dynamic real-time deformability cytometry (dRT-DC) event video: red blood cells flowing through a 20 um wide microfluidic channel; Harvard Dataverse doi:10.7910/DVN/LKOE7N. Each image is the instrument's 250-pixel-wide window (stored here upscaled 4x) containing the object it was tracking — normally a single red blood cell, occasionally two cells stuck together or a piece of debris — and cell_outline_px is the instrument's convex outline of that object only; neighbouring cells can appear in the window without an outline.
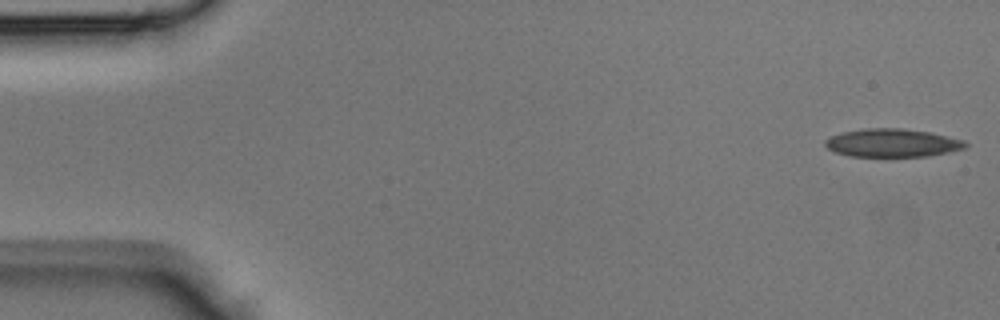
{"species": "Egyptian fruit bat (a non-hibernating species)", "species_latin": "Rousettus aegyptiacus", "temperature_condition": "room temperature", "stored_images_in_passage": 42, "camera_frame_rate_fps": 3000, "um_per_image_px": 0.085, "animal": {"sex": "male"}, "frame": {"image": 1, "passage_image": 1, "time_ms": 0.0, "image_size_px": [1000, 320], "cell_outline_px": [[968, 144], [964, 148], [948, 152], [928, 156], [848, 156], [836, 152], [828, 148], [824, 144], [824, 140], [832, 136], [844, 132], [864, 128], [904, 128], [928, 132], [964, 140]], "centroid_in_image_um": [75.84, 12.14], "position_along_channel_um": 9.2, "area_um2": 22.83}}
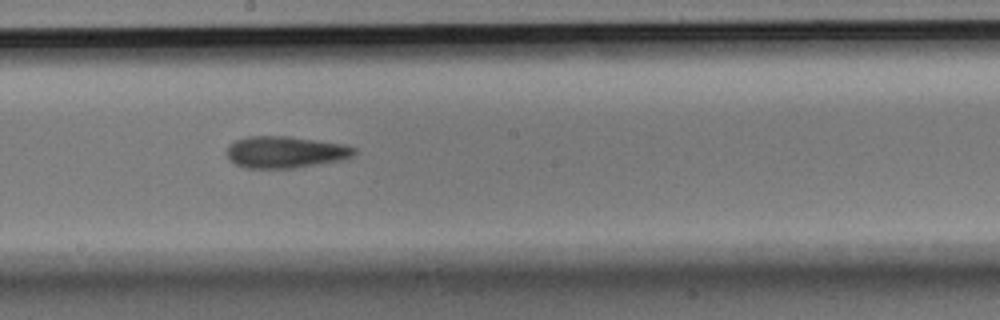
{"frame": {"image": 2, "passage_image": 23, "time_ms": 7.333, "image_size_px": [1000, 320], "cell_outline_px": [[356, 152], [352, 156], [340, 160], [296, 168], [248, 168], [236, 164], [228, 156], [228, 144], [236, 140], [248, 136], [288, 136], [344, 144], [356, 148]], "centroid_in_image_um": [24.27, 12.92], "position_along_channel_um": 223.9, "area_um2": 23.41}}
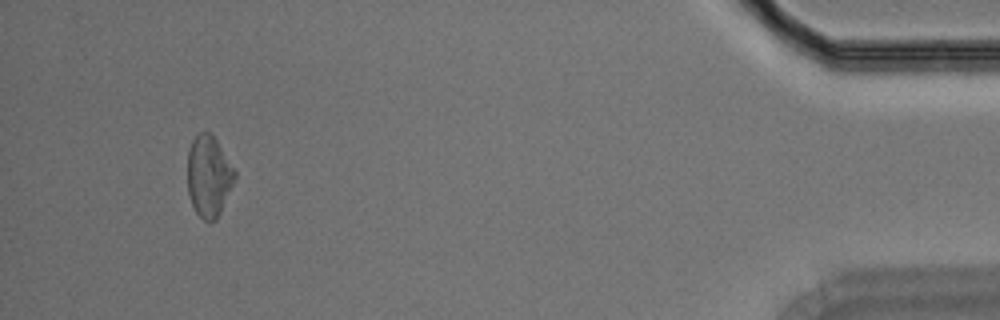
{"frame": {"image": 3, "passage_image": 40, "time_ms": 13.0, "image_size_px": [1000, 320], "cell_outline_px": [[236, 176], [220, 212], [216, 220], [204, 220], [196, 212], [192, 204], [188, 192], [188, 148], [192, 140], [200, 132], [212, 132], [236, 172]], "centroid_in_image_um": [17.73, 14.94], "position_along_channel_um": 417.5, "area_um2": 22.14}}